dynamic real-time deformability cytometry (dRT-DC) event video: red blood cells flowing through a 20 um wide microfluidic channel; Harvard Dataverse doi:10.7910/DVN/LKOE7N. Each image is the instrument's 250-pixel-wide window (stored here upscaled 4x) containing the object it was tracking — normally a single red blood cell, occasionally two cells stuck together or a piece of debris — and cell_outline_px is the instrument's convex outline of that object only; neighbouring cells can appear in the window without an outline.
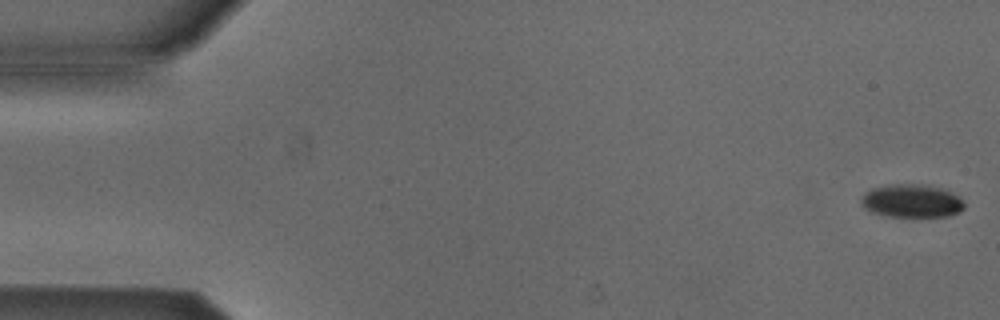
{"species": "Egyptian fruit bat (a non-hibernating species)", "species_latin": "Rousettus aegyptiacus", "temperature_condition": "cold", "stored_images_in_passage": 7, "camera_frame_rate_fps": 3000, "um_per_image_px": 0.085, "animal": {"sex": "male"}, "frame": {"image": 1, "passage_image": 1, "time_ms": 0.0, "image_size_px": [1000, 320], "cell_outline_px": [[964, 208], [960, 212], [948, 216], [888, 216], [868, 212], [860, 204], [860, 200], [864, 192], [872, 188], [892, 184], [924, 184], [944, 188], [960, 196], [964, 200]], "centroid_in_image_um": [77.49, 17.07], "position_along_channel_um": 7.5, "area_um2": 20.35}}
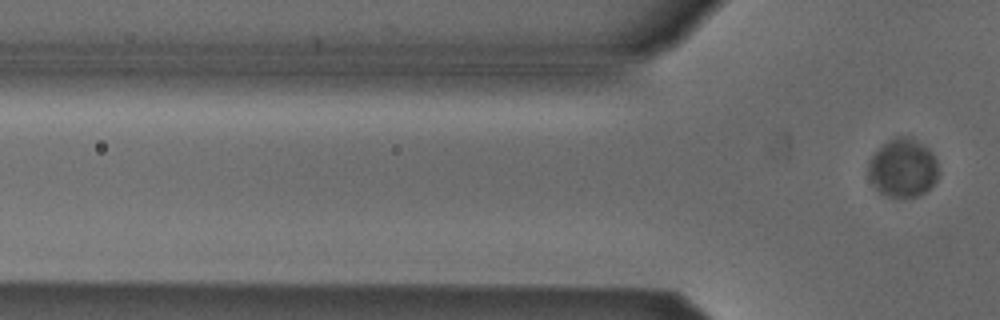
{"frame": {"image": 2, "passage_image": 7, "time_ms": 2.0, "image_size_px": [1000, 320], "cell_outline_px": [[940, 172], [936, 180], [924, 192], [916, 196], [888, 196], [880, 192], [876, 188], [868, 176], [868, 164], [872, 156], [888, 140], [896, 136], [908, 136], [928, 148], [932, 152], [936, 160]], "centroid_in_image_um": [76.76, 14.26], "position_along_channel_um": 49.0, "area_um2": 23.64}}